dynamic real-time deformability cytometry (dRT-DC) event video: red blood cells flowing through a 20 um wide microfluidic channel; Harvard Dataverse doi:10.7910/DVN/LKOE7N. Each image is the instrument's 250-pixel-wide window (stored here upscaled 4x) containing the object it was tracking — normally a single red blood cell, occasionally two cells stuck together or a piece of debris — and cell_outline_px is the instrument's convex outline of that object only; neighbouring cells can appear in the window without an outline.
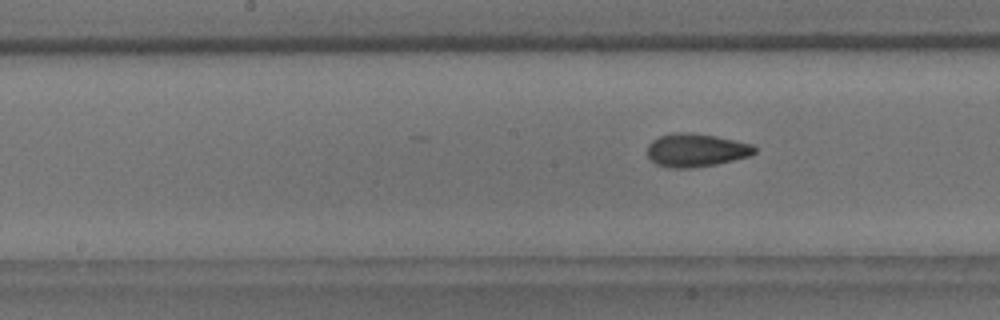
{"species": "common noctule bat (a hibernating species)", "species_latin": "Nyctalus noctula", "temperature_condition": "room temperature", "stored_images_in_passage": 8, "camera_frame_rate_fps": 3000, "um_per_image_px": 0.085, "animal": {"sex": "male", "body_mass_g": 18.8}, "frame": {"image": 1, "passage_image": 8, "time_ms": 2.333, "image_size_px": [1000, 320], "cell_outline_px": [[756, 152], [748, 156], [716, 164], [688, 168], [672, 168], [656, 164], [648, 156], [648, 144], [652, 140], [660, 136], [676, 132], [684, 132], [716, 136], [752, 144], [756, 148]], "centroid_in_image_um": [59.15, 12.76], "position_along_channel_um": 189.1, "area_um2": 20.52}}